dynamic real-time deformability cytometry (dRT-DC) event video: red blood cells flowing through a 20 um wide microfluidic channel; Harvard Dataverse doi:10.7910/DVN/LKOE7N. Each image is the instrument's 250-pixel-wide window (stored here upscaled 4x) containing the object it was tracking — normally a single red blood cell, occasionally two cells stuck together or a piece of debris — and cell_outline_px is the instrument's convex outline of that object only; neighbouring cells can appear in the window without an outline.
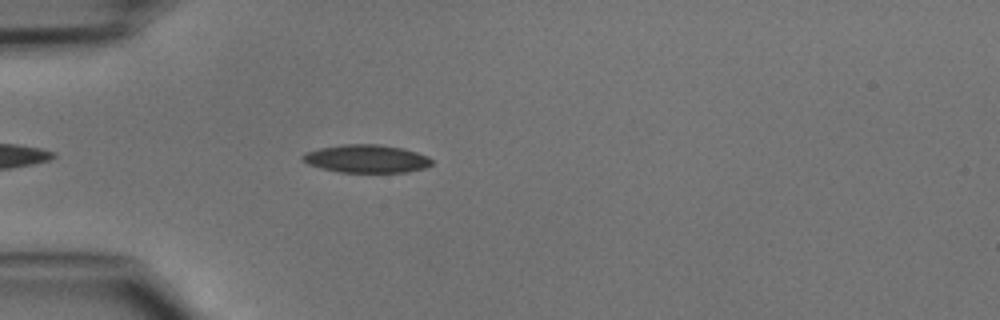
{"species": "common noctule bat (a hibernating species)", "species_latin": "Nyctalus noctula", "temperature_condition": "cold", "stored_images_in_passage": 8, "camera_frame_rate_fps": 3000, "um_per_image_px": 0.085, "animal": {"sex": "male", "body_mass_g": 15.6}, "frame": {"image": 1, "passage_image": 3, "time_ms": 0.667, "image_size_px": [1000, 320], "cell_outline_px": [[432, 164], [424, 168], [408, 172], [340, 172], [320, 168], [308, 164], [300, 160], [300, 156], [304, 152], [320, 148], [340, 144], [380, 144], [404, 148], [428, 156], [432, 160]], "centroid_in_image_um": [31.11, 13.48], "position_along_channel_um": 53.9, "area_um2": 21.33}}